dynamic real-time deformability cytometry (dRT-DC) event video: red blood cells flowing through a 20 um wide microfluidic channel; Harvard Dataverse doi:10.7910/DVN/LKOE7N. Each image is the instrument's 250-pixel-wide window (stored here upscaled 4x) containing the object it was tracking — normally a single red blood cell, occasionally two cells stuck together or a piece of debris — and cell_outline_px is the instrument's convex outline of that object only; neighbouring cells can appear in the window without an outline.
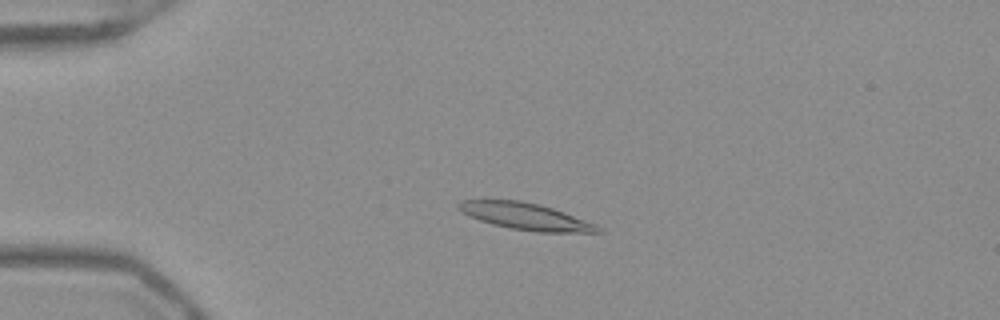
{"species": "Egyptian fruit bat (a non-hibernating species)", "species_latin": "Rousettus aegyptiacus", "temperature_condition": "warm", "stored_images_in_passage": 51, "camera_frame_rate_fps": 3000, "um_per_image_px": 0.085, "frame": {"image": 1, "passage_image": 12, "time_ms": 3.667, "image_size_px": [1000, 320], "cell_outline_px": [[604, 232], [536, 232], [512, 228], [492, 224], [480, 220], [464, 212], [456, 204], [460, 200], [520, 200], [552, 208], [564, 212], [596, 224]], "centroid_in_image_um": [44.7, 18.39], "position_along_channel_um": 40.3, "area_um2": 21.27}}
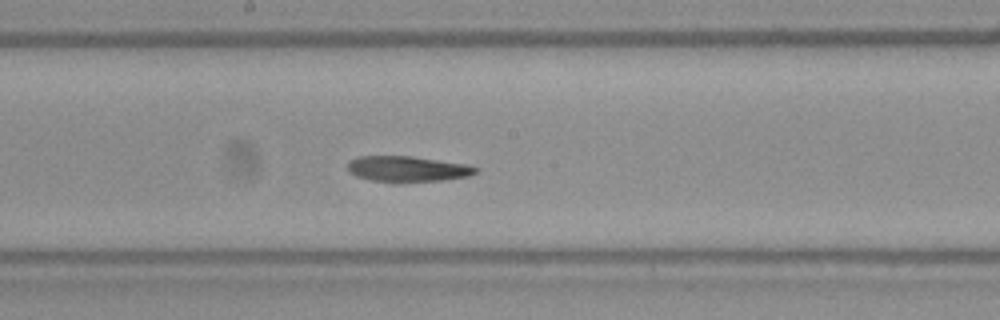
{"frame": {"image": 2, "passage_image": 28, "time_ms": 9.0, "image_size_px": [1000, 320], "cell_outline_px": [[480, 168], [476, 172], [468, 176], [440, 180], [400, 184], [368, 180], [356, 176], [348, 172], [348, 160], [356, 156], [412, 156], [468, 164]], "centroid_in_image_um": [34.59, 14.37], "position_along_channel_um": 213.6, "area_um2": 19.77}}
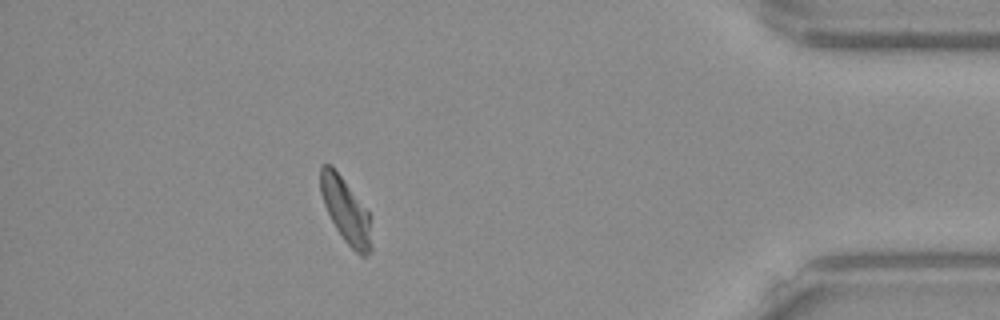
{"frame": {"image": 3, "passage_image": 46, "time_ms": 15.0, "image_size_px": [1000, 320], "cell_outline_px": [[372, 248], [368, 256], [360, 256], [344, 240], [336, 228], [324, 204], [320, 192], [320, 168], [324, 164], [328, 164], [340, 176], [368, 212], [372, 244]], "centroid_in_image_um": [29.39, 17.96], "position_along_channel_um": 405.8, "area_um2": 18.61}}